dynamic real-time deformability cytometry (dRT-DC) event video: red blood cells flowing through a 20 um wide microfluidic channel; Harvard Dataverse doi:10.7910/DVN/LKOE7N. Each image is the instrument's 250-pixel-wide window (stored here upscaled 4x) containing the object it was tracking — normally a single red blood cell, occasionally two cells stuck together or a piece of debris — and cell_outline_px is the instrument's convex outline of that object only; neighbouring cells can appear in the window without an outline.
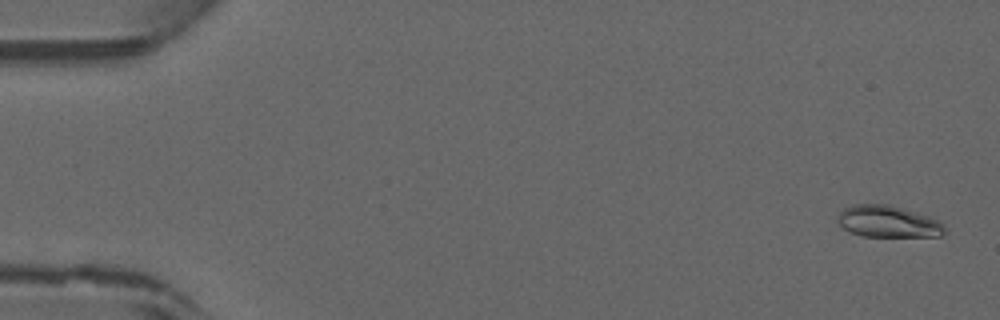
{"species": "common noctule bat (a hibernating species)", "species_latin": "Nyctalus noctula", "temperature_condition": "warm", "stored_images_in_passage": 47, "camera_frame_rate_fps": 3000, "um_per_image_px": 0.085, "animal": {"sex": "male", "forearm_length_mm": 52.5}, "frame": {"image": 1, "passage_image": 2, "time_ms": 0.333, "image_size_px": [1000, 320], "cell_outline_px": [[944, 232], [940, 236], [864, 236], [852, 232], [844, 228], [836, 220], [836, 216], [844, 208], [852, 204], [888, 204], [928, 216], [944, 224]], "centroid_in_image_um": [75.44, 18.82], "position_along_channel_um": 9.6, "area_um2": 19.54}}
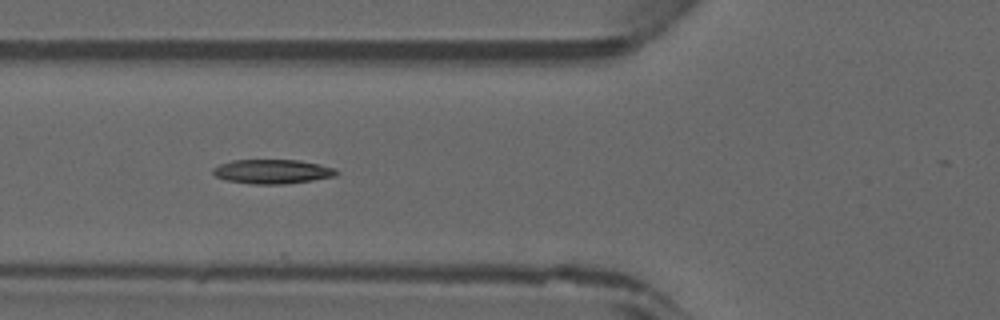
{"frame": {"image": 2, "passage_image": 18, "time_ms": 5.667, "image_size_px": [1000, 320], "cell_outline_px": [[340, 172], [336, 176], [312, 180], [284, 184], [252, 184], [228, 180], [216, 176], [212, 172], [212, 168], [220, 164], [232, 160], [300, 160], [320, 164], [336, 168]], "centroid_in_image_um": [23.19, 14.57], "position_along_channel_um": 102.6, "area_um2": 17.51}}
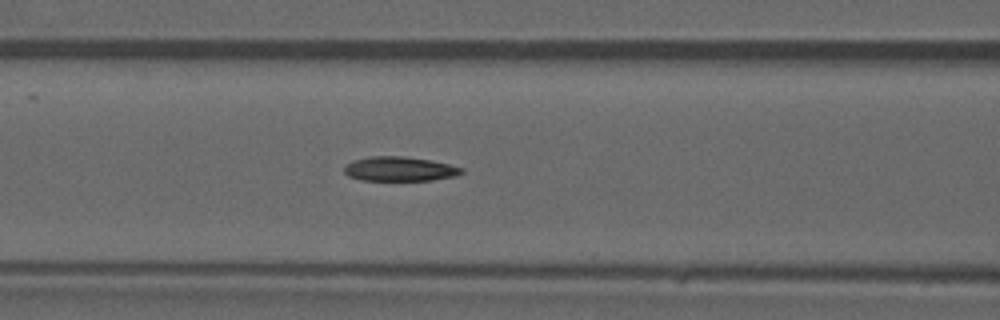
{"frame": {"image": 3, "passage_image": 20, "time_ms": 6.333, "image_size_px": [1000, 320], "cell_outline_px": [[464, 172], [456, 176], [432, 180], [360, 180], [348, 176], [344, 172], [344, 164], [352, 160], [372, 156], [404, 156], [432, 160], [464, 168]], "centroid_in_image_um": [33.95, 14.35], "position_along_channel_um": 132.6, "area_um2": 16.88}}